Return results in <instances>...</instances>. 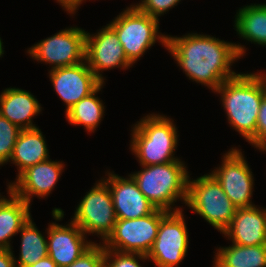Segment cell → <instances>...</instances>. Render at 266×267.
I'll use <instances>...</instances> for the list:
<instances>
[{"label": "cell", "mask_w": 266, "mask_h": 267, "mask_svg": "<svg viewBox=\"0 0 266 267\" xmlns=\"http://www.w3.org/2000/svg\"><path fill=\"white\" fill-rule=\"evenodd\" d=\"M166 51L189 80L213 93L224 81L238 74L232 66L246 56L247 48L240 42L191 31L182 36L167 34Z\"/></svg>", "instance_id": "obj_1"}, {"label": "cell", "mask_w": 266, "mask_h": 267, "mask_svg": "<svg viewBox=\"0 0 266 267\" xmlns=\"http://www.w3.org/2000/svg\"><path fill=\"white\" fill-rule=\"evenodd\" d=\"M221 101L227 122L251 147L256 148L257 116L266 95V76L257 72H240L224 81L215 91Z\"/></svg>", "instance_id": "obj_2"}, {"label": "cell", "mask_w": 266, "mask_h": 267, "mask_svg": "<svg viewBox=\"0 0 266 267\" xmlns=\"http://www.w3.org/2000/svg\"><path fill=\"white\" fill-rule=\"evenodd\" d=\"M130 132L129 150L139 165L184 161L175 156L180 135L172 117L157 112L144 114Z\"/></svg>", "instance_id": "obj_3"}, {"label": "cell", "mask_w": 266, "mask_h": 267, "mask_svg": "<svg viewBox=\"0 0 266 267\" xmlns=\"http://www.w3.org/2000/svg\"><path fill=\"white\" fill-rule=\"evenodd\" d=\"M185 161H173L157 165H140V171L131 176L143 195L155 206L167 212L184 210L177 202L186 204L188 182L191 174ZM176 203V204H175ZM177 205V206H176Z\"/></svg>", "instance_id": "obj_4"}, {"label": "cell", "mask_w": 266, "mask_h": 267, "mask_svg": "<svg viewBox=\"0 0 266 267\" xmlns=\"http://www.w3.org/2000/svg\"><path fill=\"white\" fill-rule=\"evenodd\" d=\"M159 22L160 19L140 11L135 5H129L108 24L115 30L128 61L133 65L156 42L166 49L167 35L159 31Z\"/></svg>", "instance_id": "obj_5"}, {"label": "cell", "mask_w": 266, "mask_h": 267, "mask_svg": "<svg viewBox=\"0 0 266 267\" xmlns=\"http://www.w3.org/2000/svg\"><path fill=\"white\" fill-rule=\"evenodd\" d=\"M186 206L220 234L230 225L237 209L210 172L195 179L189 177Z\"/></svg>", "instance_id": "obj_6"}, {"label": "cell", "mask_w": 266, "mask_h": 267, "mask_svg": "<svg viewBox=\"0 0 266 267\" xmlns=\"http://www.w3.org/2000/svg\"><path fill=\"white\" fill-rule=\"evenodd\" d=\"M71 220L87 237L97 235L100 244L112 234L117 217L110 189L102 178L79 201Z\"/></svg>", "instance_id": "obj_7"}, {"label": "cell", "mask_w": 266, "mask_h": 267, "mask_svg": "<svg viewBox=\"0 0 266 267\" xmlns=\"http://www.w3.org/2000/svg\"><path fill=\"white\" fill-rule=\"evenodd\" d=\"M86 31L78 26H70L44 38L26 53L38 63L49 64V70L77 65L85 61Z\"/></svg>", "instance_id": "obj_8"}, {"label": "cell", "mask_w": 266, "mask_h": 267, "mask_svg": "<svg viewBox=\"0 0 266 267\" xmlns=\"http://www.w3.org/2000/svg\"><path fill=\"white\" fill-rule=\"evenodd\" d=\"M184 210L168 212L160 221L158 233L147 254L154 267H180L189 247V229Z\"/></svg>", "instance_id": "obj_9"}, {"label": "cell", "mask_w": 266, "mask_h": 267, "mask_svg": "<svg viewBox=\"0 0 266 267\" xmlns=\"http://www.w3.org/2000/svg\"><path fill=\"white\" fill-rule=\"evenodd\" d=\"M243 153L242 149L231 147L221 157V165L210 170L236 208L255 205L254 175Z\"/></svg>", "instance_id": "obj_10"}, {"label": "cell", "mask_w": 266, "mask_h": 267, "mask_svg": "<svg viewBox=\"0 0 266 267\" xmlns=\"http://www.w3.org/2000/svg\"><path fill=\"white\" fill-rule=\"evenodd\" d=\"M167 213L156 209L145 217L117 219L112 234L103 243L104 248L147 255L155 242L160 221Z\"/></svg>", "instance_id": "obj_11"}, {"label": "cell", "mask_w": 266, "mask_h": 267, "mask_svg": "<svg viewBox=\"0 0 266 267\" xmlns=\"http://www.w3.org/2000/svg\"><path fill=\"white\" fill-rule=\"evenodd\" d=\"M52 217L55 220L48 223L47 248L48 256L58 267H67L77 260L96 241L89 239L82 229L72 220L68 224H60L64 219V211L61 208H52Z\"/></svg>", "instance_id": "obj_12"}, {"label": "cell", "mask_w": 266, "mask_h": 267, "mask_svg": "<svg viewBox=\"0 0 266 267\" xmlns=\"http://www.w3.org/2000/svg\"><path fill=\"white\" fill-rule=\"evenodd\" d=\"M85 60L102 83H106L104 71L116 68L124 71L134 66L128 61L118 35L109 24L94 34L86 31Z\"/></svg>", "instance_id": "obj_13"}, {"label": "cell", "mask_w": 266, "mask_h": 267, "mask_svg": "<svg viewBox=\"0 0 266 267\" xmlns=\"http://www.w3.org/2000/svg\"><path fill=\"white\" fill-rule=\"evenodd\" d=\"M65 166V162L49 158L28 167L13 182H7L6 186L31 206L33 197L45 199L52 194Z\"/></svg>", "instance_id": "obj_14"}, {"label": "cell", "mask_w": 266, "mask_h": 267, "mask_svg": "<svg viewBox=\"0 0 266 267\" xmlns=\"http://www.w3.org/2000/svg\"><path fill=\"white\" fill-rule=\"evenodd\" d=\"M48 77L54 91L64 102L65 113L102 84L89 68L86 60L77 65L49 70Z\"/></svg>", "instance_id": "obj_15"}, {"label": "cell", "mask_w": 266, "mask_h": 267, "mask_svg": "<svg viewBox=\"0 0 266 267\" xmlns=\"http://www.w3.org/2000/svg\"><path fill=\"white\" fill-rule=\"evenodd\" d=\"M107 171V172H106ZM101 177L110 189L117 219H136L153 213L155 206L139 190L130 175L120 176L109 169Z\"/></svg>", "instance_id": "obj_16"}, {"label": "cell", "mask_w": 266, "mask_h": 267, "mask_svg": "<svg viewBox=\"0 0 266 267\" xmlns=\"http://www.w3.org/2000/svg\"><path fill=\"white\" fill-rule=\"evenodd\" d=\"M222 236L236 245H266V208L259 205L237 208Z\"/></svg>", "instance_id": "obj_17"}, {"label": "cell", "mask_w": 266, "mask_h": 267, "mask_svg": "<svg viewBox=\"0 0 266 267\" xmlns=\"http://www.w3.org/2000/svg\"><path fill=\"white\" fill-rule=\"evenodd\" d=\"M31 92L9 87L0 93V115L21 130L39 127L34 118L42 113L43 108Z\"/></svg>", "instance_id": "obj_18"}, {"label": "cell", "mask_w": 266, "mask_h": 267, "mask_svg": "<svg viewBox=\"0 0 266 267\" xmlns=\"http://www.w3.org/2000/svg\"><path fill=\"white\" fill-rule=\"evenodd\" d=\"M6 189L8 197L0 193V249H14L11 241L32 217L31 206Z\"/></svg>", "instance_id": "obj_19"}, {"label": "cell", "mask_w": 266, "mask_h": 267, "mask_svg": "<svg viewBox=\"0 0 266 267\" xmlns=\"http://www.w3.org/2000/svg\"><path fill=\"white\" fill-rule=\"evenodd\" d=\"M45 138L39 127L21 130L7 163L17 168L16 178L28 167L50 158Z\"/></svg>", "instance_id": "obj_20"}, {"label": "cell", "mask_w": 266, "mask_h": 267, "mask_svg": "<svg viewBox=\"0 0 266 267\" xmlns=\"http://www.w3.org/2000/svg\"><path fill=\"white\" fill-rule=\"evenodd\" d=\"M234 30L246 43L266 48V3L239 7L234 17Z\"/></svg>", "instance_id": "obj_21"}, {"label": "cell", "mask_w": 266, "mask_h": 267, "mask_svg": "<svg viewBox=\"0 0 266 267\" xmlns=\"http://www.w3.org/2000/svg\"><path fill=\"white\" fill-rule=\"evenodd\" d=\"M212 267H266V245L217 246Z\"/></svg>", "instance_id": "obj_22"}, {"label": "cell", "mask_w": 266, "mask_h": 267, "mask_svg": "<svg viewBox=\"0 0 266 267\" xmlns=\"http://www.w3.org/2000/svg\"><path fill=\"white\" fill-rule=\"evenodd\" d=\"M105 85L102 83L93 93L74 104L65 113L66 121L73 126H83L89 135L95 133L106 115L105 103L97 96Z\"/></svg>", "instance_id": "obj_23"}, {"label": "cell", "mask_w": 266, "mask_h": 267, "mask_svg": "<svg viewBox=\"0 0 266 267\" xmlns=\"http://www.w3.org/2000/svg\"><path fill=\"white\" fill-rule=\"evenodd\" d=\"M31 217L21 228L19 256L15 257L16 267H30L40 259L48 256L47 228L43 235ZM18 258V259H17Z\"/></svg>", "instance_id": "obj_24"}, {"label": "cell", "mask_w": 266, "mask_h": 267, "mask_svg": "<svg viewBox=\"0 0 266 267\" xmlns=\"http://www.w3.org/2000/svg\"><path fill=\"white\" fill-rule=\"evenodd\" d=\"M20 132L18 126L0 115V167L9 162Z\"/></svg>", "instance_id": "obj_25"}, {"label": "cell", "mask_w": 266, "mask_h": 267, "mask_svg": "<svg viewBox=\"0 0 266 267\" xmlns=\"http://www.w3.org/2000/svg\"><path fill=\"white\" fill-rule=\"evenodd\" d=\"M141 261L149 262L147 255L104 248V267H143Z\"/></svg>", "instance_id": "obj_26"}, {"label": "cell", "mask_w": 266, "mask_h": 267, "mask_svg": "<svg viewBox=\"0 0 266 267\" xmlns=\"http://www.w3.org/2000/svg\"><path fill=\"white\" fill-rule=\"evenodd\" d=\"M180 2V0H140L131 5H135L140 11L159 19L164 14H167L170 9L172 10V8L180 4Z\"/></svg>", "instance_id": "obj_27"}, {"label": "cell", "mask_w": 266, "mask_h": 267, "mask_svg": "<svg viewBox=\"0 0 266 267\" xmlns=\"http://www.w3.org/2000/svg\"><path fill=\"white\" fill-rule=\"evenodd\" d=\"M67 267H104V246L94 243L77 260Z\"/></svg>", "instance_id": "obj_28"}, {"label": "cell", "mask_w": 266, "mask_h": 267, "mask_svg": "<svg viewBox=\"0 0 266 267\" xmlns=\"http://www.w3.org/2000/svg\"><path fill=\"white\" fill-rule=\"evenodd\" d=\"M256 150L262 153L266 152V95L261 101L259 114L257 116Z\"/></svg>", "instance_id": "obj_29"}, {"label": "cell", "mask_w": 266, "mask_h": 267, "mask_svg": "<svg viewBox=\"0 0 266 267\" xmlns=\"http://www.w3.org/2000/svg\"><path fill=\"white\" fill-rule=\"evenodd\" d=\"M83 2L86 3V0H56V3H58L69 16L71 15V17L75 16Z\"/></svg>", "instance_id": "obj_30"}, {"label": "cell", "mask_w": 266, "mask_h": 267, "mask_svg": "<svg viewBox=\"0 0 266 267\" xmlns=\"http://www.w3.org/2000/svg\"><path fill=\"white\" fill-rule=\"evenodd\" d=\"M12 249H0V267H16Z\"/></svg>", "instance_id": "obj_31"}, {"label": "cell", "mask_w": 266, "mask_h": 267, "mask_svg": "<svg viewBox=\"0 0 266 267\" xmlns=\"http://www.w3.org/2000/svg\"><path fill=\"white\" fill-rule=\"evenodd\" d=\"M30 267H58L57 264L49 257L40 259Z\"/></svg>", "instance_id": "obj_32"}, {"label": "cell", "mask_w": 266, "mask_h": 267, "mask_svg": "<svg viewBox=\"0 0 266 267\" xmlns=\"http://www.w3.org/2000/svg\"><path fill=\"white\" fill-rule=\"evenodd\" d=\"M4 52H5L4 45H3V42H2V38L0 37V58L3 57Z\"/></svg>", "instance_id": "obj_33"}]
</instances>
